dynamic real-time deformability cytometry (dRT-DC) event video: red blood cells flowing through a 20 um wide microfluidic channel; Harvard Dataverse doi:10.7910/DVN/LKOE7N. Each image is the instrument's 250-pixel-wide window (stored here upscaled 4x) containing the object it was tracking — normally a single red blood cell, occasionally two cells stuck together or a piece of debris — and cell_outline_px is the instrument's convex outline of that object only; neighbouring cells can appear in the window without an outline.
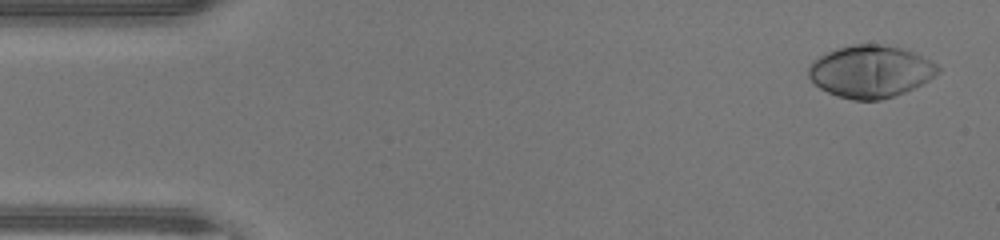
{"species": "human", "species_latin": "Homo sapiens", "temperature_condition": "warm", "stored_images_in_passage": 47, "camera_frame_rate_fps": 3000, "um_per_image_px": 0.085, "donor": {"sex": "male"}, "frame": {"image": 1, "passage_image": 2, "time_ms": 0.333, "image_size_px": [1000, 240], "cell_outline_px": [[940, 72], [928, 80], [904, 92], [880, 100], [852, 100], [836, 96], [820, 88], [808, 76], [808, 68], [820, 56], [828, 52], [852, 44], [880, 44], [900, 48], [912, 52], [932, 60], [940, 68]], "centroid_in_image_um": [74.01, 6.08], "position_along_channel_um": 11.0, "area_um2": 38.96}}
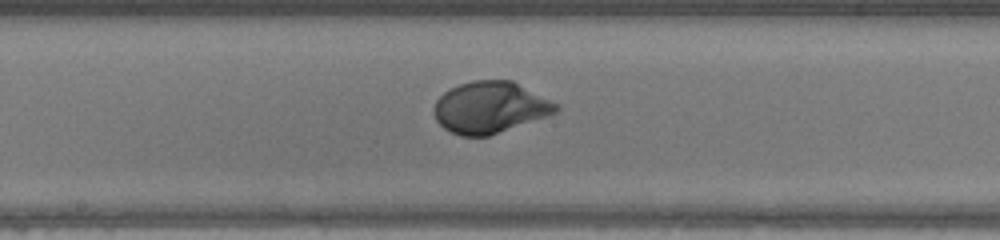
{"frame": {"image": 2, "passage_image": 24, "time_ms": 7.667, "image_size_px": [1000, 240], "cell_outline_px": [[560, 108], [556, 112], [548, 116], [488, 136], [460, 136], [444, 128], [436, 120], [432, 112], [432, 108], [436, 100], [444, 92], [460, 84], [472, 80], [512, 80], [560, 104]], "centroid_in_image_um": [41.66, 9.13], "position_along_channel_um": 206.5, "area_um2": 36.82}}
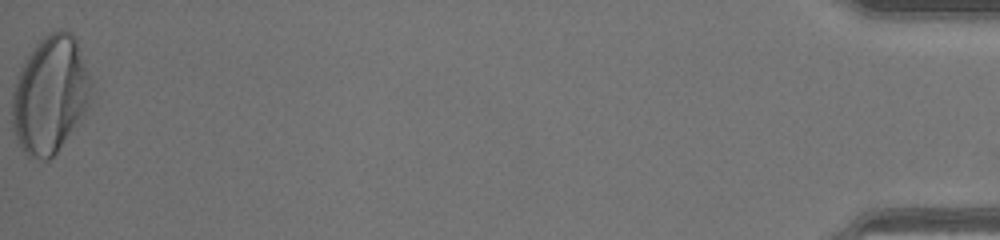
{"frame": {"image": 3, "passage_image": 47, "time_ms": 15.333, "image_size_px": [1000, 240], "cell_outline_px": [[92, 84], [84, 108], [80, 116], [56, 152], [48, 160], [44, 160], [28, 156], [20, 148], [12, 128], [12, 92], [20, 68], [32, 48], [44, 36], [60, 28], [72, 32], [76, 40], [92, 80]], "centroid_in_image_um": [4.21, 8.01], "position_along_channel_um": 431.0, "area_um2": 53.12}, "authors_computed_cell_mechanics": {"area_um2": 36.992, "velocity_mm_per_s": 4.3699, "shape_relaxation_time_tau1_ms": 2.4363, "shape_relaxation_time_tau2_ms": null, "deformation_change_tau1": 0.1962, "deformation_change_tau2": null}}